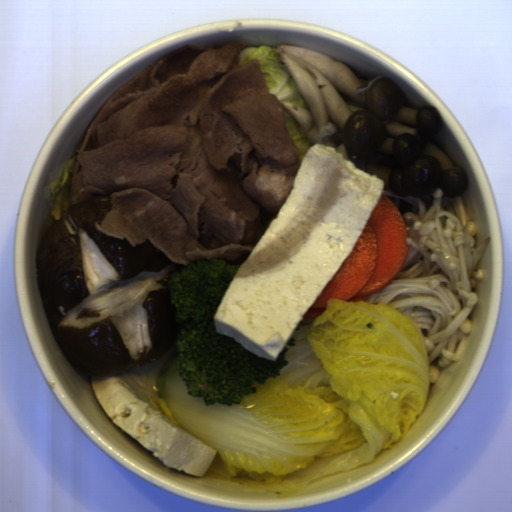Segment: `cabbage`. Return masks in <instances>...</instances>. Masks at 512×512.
Returning a JSON list of instances; mask_svg holds the SVG:
<instances>
[{"label":"cabbage","instance_id":"cabbage-1","mask_svg":"<svg viewBox=\"0 0 512 512\" xmlns=\"http://www.w3.org/2000/svg\"><path fill=\"white\" fill-rule=\"evenodd\" d=\"M279 377L256 383L236 406L188 394L175 344L159 359L117 374L138 399L217 455L208 470L249 476L276 498L374 462L423 414L430 361L415 321L385 304L337 298L301 320Z\"/></svg>","mask_w":512,"mask_h":512},{"label":"cabbage","instance_id":"cabbage-3","mask_svg":"<svg viewBox=\"0 0 512 512\" xmlns=\"http://www.w3.org/2000/svg\"><path fill=\"white\" fill-rule=\"evenodd\" d=\"M77 157L67 161L63 168L62 179H55L47 186L51 201L49 213L55 220H62L67 216L70 205V180Z\"/></svg>","mask_w":512,"mask_h":512},{"label":"cabbage","instance_id":"cabbage-4","mask_svg":"<svg viewBox=\"0 0 512 512\" xmlns=\"http://www.w3.org/2000/svg\"><path fill=\"white\" fill-rule=\"evenodd\" d=\"M283 110L286 121V130L296 145L303 162L308 150L313 146L305 137L299 122L289 112H287L284 107Z\"/></svg>","mask_w":512,"mask_h":512},{"label":"cabbage","instance_id":"cabbage-2","mask_svg":"<svg viewBox=\"0 0 512 512\" xmlns=\"http://www.w3.org/2000/svg\"><path fill=\"white\" fill-rule=\"evenodd\" d=\"M276 48L268 45L245 46L240 52V66L257 59L270 94H275L280 102L295 103L304 110L308 104L292 79L288 69L274 56Z\"/></svg>","mask_w":512,"mask_h":512}]
</instances>
